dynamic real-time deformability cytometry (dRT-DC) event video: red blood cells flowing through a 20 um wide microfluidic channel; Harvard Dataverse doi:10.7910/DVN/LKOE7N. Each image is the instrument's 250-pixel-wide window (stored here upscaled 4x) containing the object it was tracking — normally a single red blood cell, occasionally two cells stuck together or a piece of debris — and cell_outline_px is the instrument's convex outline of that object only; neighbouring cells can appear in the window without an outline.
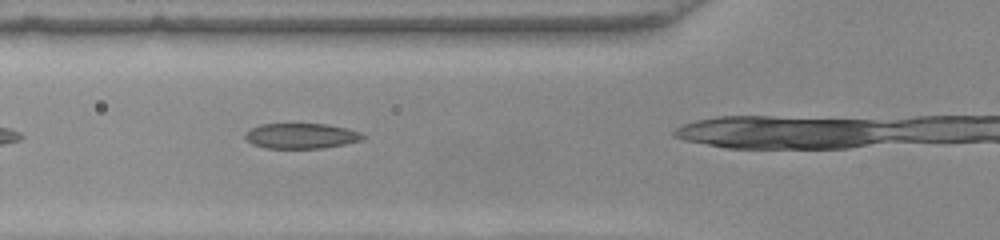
{"species": "common noctule bat (a hibernating species)", "species_latin": "Nyctalus noctula", "temperature_condition": "warm", "stored_images_in_passage": 6, "camera_frame_rate_fps": 3000, "um_per_image_px": 0.085, "animal": {"sex": "female", "body_mass_g": 22.0, "forearm_length_mm": 56.7}, "frame": {"image": 1, "passage_image": 3, "time_ms": 0.667, "image_size_px": [1000, 240], "cell_outline_px": [[368, 136], [364, 140], [344, 144], [320, 148], [268, 148], [252, 144], [244, 136], [244, 132], [260, 124], [328, 124], [348, 128], [360, 132]], "centroid_in_image_um": [25.64, 11.54], "position_along_channel_um": 100.2, "area_um2": 17.46}}